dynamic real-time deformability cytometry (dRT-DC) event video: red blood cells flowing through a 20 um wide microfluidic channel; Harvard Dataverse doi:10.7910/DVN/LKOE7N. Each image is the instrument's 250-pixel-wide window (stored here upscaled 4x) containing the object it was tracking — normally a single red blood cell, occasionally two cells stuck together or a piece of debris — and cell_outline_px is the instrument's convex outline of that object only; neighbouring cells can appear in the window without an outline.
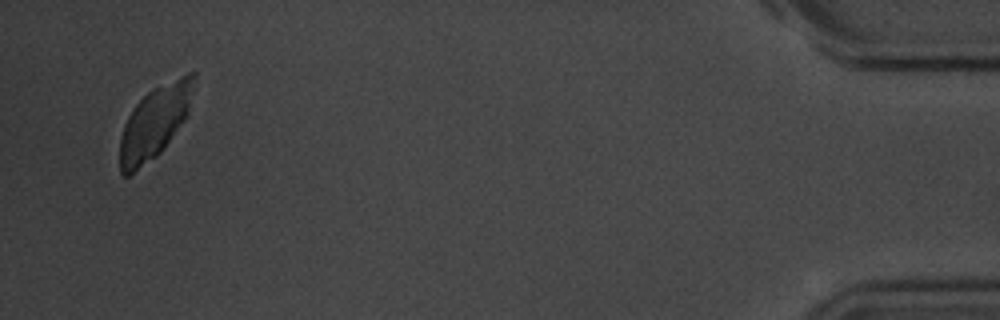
{"species": "common noctule bat (a hibernating species)", "species_latin": "Nyctalus noctula", "temperature_condition": "room temperature", "stored_images_in_passage": 41, "camera_frame_rate_fps": 3000, "um_per_image_px": 0.085, "animal": {"sex": "male", "body_mass_g": 20.1, "forearm_length_mm": 53.5}, "frame": {"image": 1, "passage_image": 39, "time_ms": 12.667, "image_size_px": [1000, 320], "cell_outline_px": [[196, 76], [188, 112], [184, 120], [164, 148], [156, 156], [128, 176], [124, 176], [120, 172], [120, 136], [124, 124], [128, 116], [136, 104], [152, 88], [188, 72], [196, 72]], "centroid_in_image_um": [13.15, 10.36], "position_along_channel_um": 422.0, "area_um2": 30.98}}